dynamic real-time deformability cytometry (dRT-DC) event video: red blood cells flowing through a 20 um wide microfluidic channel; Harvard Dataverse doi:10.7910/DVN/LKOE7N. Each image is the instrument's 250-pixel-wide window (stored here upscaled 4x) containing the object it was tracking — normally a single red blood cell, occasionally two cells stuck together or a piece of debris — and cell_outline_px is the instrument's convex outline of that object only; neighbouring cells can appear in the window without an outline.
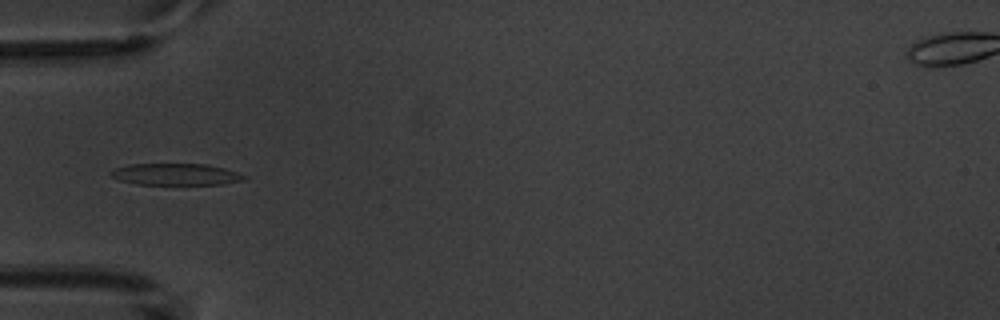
{"species": "common noctule bat (a hibernating species)", "species_latin": "Nyctalus noctula", "temperature_condition": "warm", "stored_images_in_passage": 4, "camera_frame_rate_fps": 3000, "um_per_image_px": 0.085, "animal": {"sex": "male", "body_mass_g": 20.1, "forearm_length_mm": 53.5}, "frame": {"image": 1, "passage_image": 1, "time_ms": 0.0, "image_size_px": [1000, 320], "cell_outline_px": [[248, 180], [224, 184], [136, 184], [120, 180], [108, 176], [108, 172], [116, 168], [128, 164], [208, 164], [224, 168], [248, 176]], "centroid_in_image_um": [14.95, 14.82], "position_along_channel_um": 70.0, "area_um2": 16.99}}
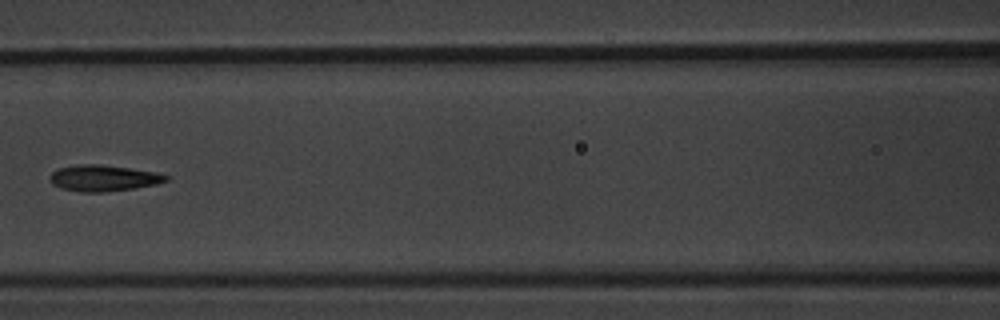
{"frame": {"image": 2, "passage_image": 3, "time_ms": 2.333, "image_size_px": [1000, 320], "cell_outline_px": [[168, 180], [156, 184], [108, 192], [80, 192], [60, 188], [52, 184], [48, 180], [48, 176], [52, 172], [60, 168], [80, 164], [96, 164], [128, 168], [156, 172], [168, 176]], "centroid_in_image_um": [8.73, 15.15], "position_along_channel_um": 157.9, "area_um2": 17.63}}
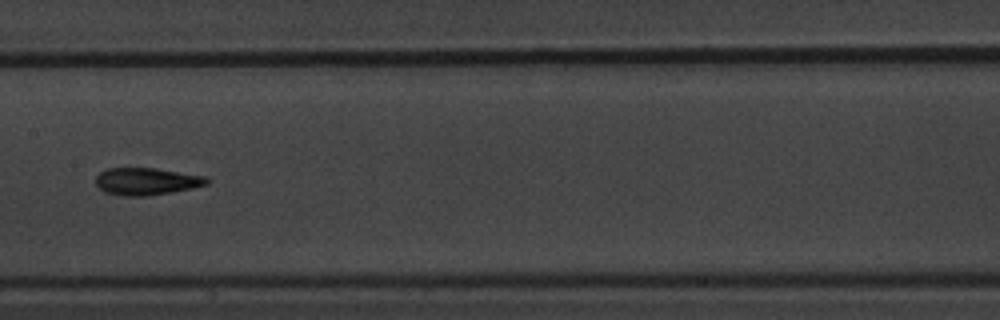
{"frame": {"image": 3, "passage_image": 4, "time_ms": 3.333, "image_size_px": [1000, 320], "cell_outline_px": [[212, 180], [208, 184], [192, 188], [148, 196], [124, 196], [104, 192], [96, 184], [96, 176], [100, 172], [108, 168], [156, 168], [208, 176]], "centroid_in_image_um": [12.5, 15.41], "position_along_channel_um": 194.9, "area_um2": 17.8}}